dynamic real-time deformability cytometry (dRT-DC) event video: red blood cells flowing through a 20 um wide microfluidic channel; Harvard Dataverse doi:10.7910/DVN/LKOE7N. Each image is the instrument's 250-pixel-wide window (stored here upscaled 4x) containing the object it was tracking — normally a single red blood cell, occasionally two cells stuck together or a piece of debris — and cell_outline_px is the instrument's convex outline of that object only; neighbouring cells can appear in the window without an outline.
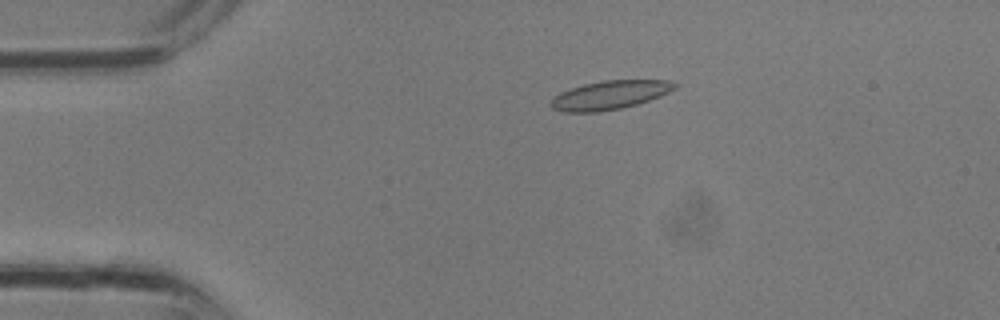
{"species": "common noctule bat (a hibernating species)", "species_latin": "Nyctalus noctula", "temperature_condition": "room temperature", "stored_images_in_passage": 28, "camera_frame_rate_fps": 3000, "um_per_image_px": 0.085, "animal": {"sex": "male", "body_mass_g": 13.3}, "frame": {"image": 1, "passage_image": 2, "time_ms": 0.333, "image_size_px": [1000, 320], "cell_outline_px": [[680, 84], [676, 88], [660, 96], [636, 104], [620, 108], [596, 112], [564, 112], [552, 108], [552, 100], [560, 92], [584, 84], [604, 80], [668, 80]], "centroid_in_image_um": [51.87, 8.07], "position_along_channel_um": 33.1, "area_um2": 20.46}}
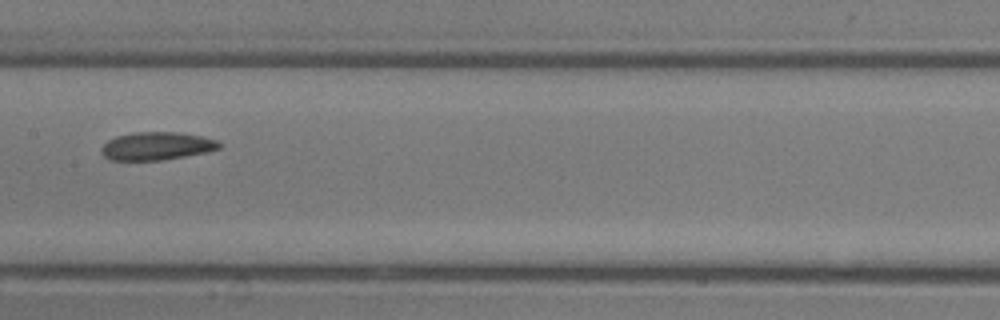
{"frame": {"image": 2, "passage_image": 12, "time_ms": 3.667, "image_size_px": [1000, 320], "cell_outline_px": [[220, 148], [208, 152], [164, 160], [108, 160], [100, 152], [100, 148], [108, 140], [116, 136], [132, 132], [176, 132], [204, 136], [216, 140], [220, 144]], "centroid_in_image_um": [13.3, 12.41], "position_along_channel_um": 194.1, "area_um2": 19.42}}
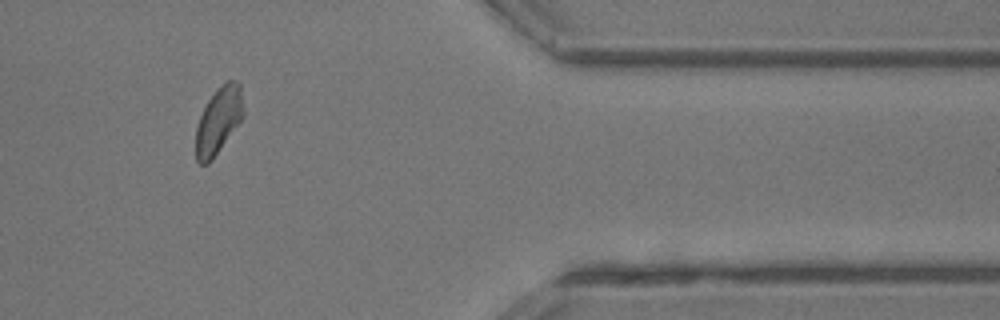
{"frame": {"image": 3, "passage_image": 23, "time_ms": 7.333, "image_size_px": [1000, 320], "cell_outline_px": [[244, 116], [212, 160], [208, 164], [200, 164], [196, 160], [196, 128], [200, 116], [208, 100], [216, 88], [228, 80], [236, 80], [240, 84], [244, 112]], "centroid_in_image_um": [18.58, 10.23], "position_along_channel_um": 392.8, "area_um2": 18.44}}